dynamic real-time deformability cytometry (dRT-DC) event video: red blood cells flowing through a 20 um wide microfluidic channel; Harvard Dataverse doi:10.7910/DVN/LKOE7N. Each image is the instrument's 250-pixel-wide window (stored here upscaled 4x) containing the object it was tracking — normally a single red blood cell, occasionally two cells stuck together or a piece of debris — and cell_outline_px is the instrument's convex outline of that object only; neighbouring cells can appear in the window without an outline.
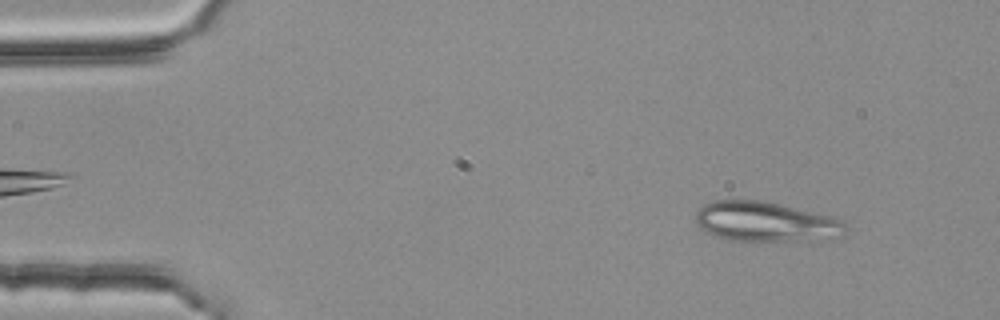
{"species": "common noctule bat (a hibernating species)", "species_latin": "Nyctalus noctula", "temperature_condition": "room temperature", "stored_images_in_passage": 4, "segment_of_instrument_passage": [2, 2], "camera_frame_rate_fps": 3000, "um_per_image_px": 0.085, "animal": {"sex": "female", "body_mass_g": 25.1}, "frame": {"image": 1, "passage_image": 4, "time_ms": 1.0, "image_size_px": [1000, 320], "cell_outline_px": [[848, 228], [844, 236], [808, 240], [728, 240], [704, 232], [700, 228], [696, 220], [696, 212], [704, 204], [716, 200], [760, 200], [832, 216], [840, 220]], "centroid_in_image_um": [65.07, 18.84], "position_along_channel_um": 19.9, "area_um2": 34.51}}